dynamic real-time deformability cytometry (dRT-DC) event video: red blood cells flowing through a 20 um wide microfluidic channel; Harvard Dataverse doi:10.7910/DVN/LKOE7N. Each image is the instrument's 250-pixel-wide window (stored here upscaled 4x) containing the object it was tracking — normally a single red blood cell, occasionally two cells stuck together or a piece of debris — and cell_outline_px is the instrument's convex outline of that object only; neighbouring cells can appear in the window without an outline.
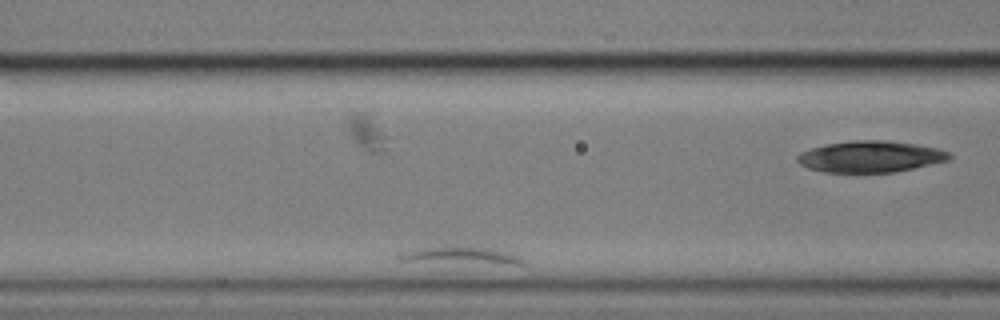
{"species": "common noctule bat (a hibernating species)", "species_latin": "Nyctalus noctula", "temperature_condition": "cold", "stored_images_in_passage": 12, "camera_frame_rate_fps": 3000, "um_per_image_px": 0.085, "animal": {"sex": "male", "body_mass_g": 17.9}, "frame": {"image": 1, "passage_image": 6, "time_ms": 1.667, "image_size_px": [1000, 320], "cell_outline_px": [[528, 264], [512, 264], [396, 260], [396, 256], [408, 252], [424, 248], [444, 244], [480, 244], [500, 248], [520, 256]], "centroid_in_image_um": [39.37, 21.64], "position_along_channel_um": 127.2, "area_um2": 13.18}}